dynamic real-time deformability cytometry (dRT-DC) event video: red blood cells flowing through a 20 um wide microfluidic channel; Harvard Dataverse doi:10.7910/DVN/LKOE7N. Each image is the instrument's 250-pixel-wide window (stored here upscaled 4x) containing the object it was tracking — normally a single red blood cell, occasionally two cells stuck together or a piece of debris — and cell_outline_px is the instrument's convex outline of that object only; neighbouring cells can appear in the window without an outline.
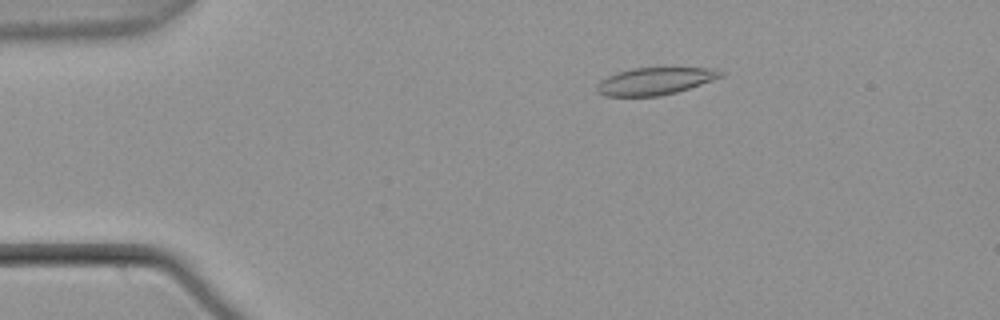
{"species": "common noctule bat (a hibernating species)", "species_latin": "Nyctalus noctula", "temperature_condition": "warm", "stored_images_in_passage": 54, "camera_frame_rate_fps": 3000, "um_per_image_px": 0.085, "animal": {"sex": "male", "body_mass_g": 21.5, "forearm_length_mm": 52.0}, "frame": {"image": 1, "passage_image": 10, "time_ms": 3.0, "image_size_px": [1000, 320], "cell_outline_px": [[724, 76], [676, 92], [660, 96], [604, 96], [596, 88], [596, 84], [600, 80], [608, 76], [632, 68], [720, 68], [724, 72]], "centroid_in_image_um": [55.7, 6.89], "position_along_channel_um": 29.3, "area_um2": 19.54}}
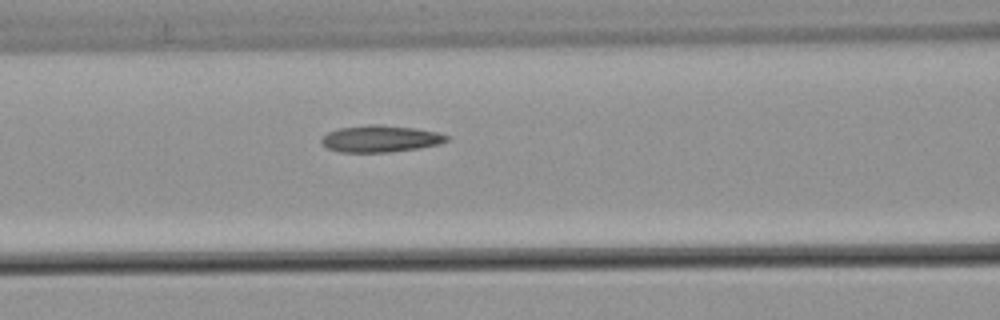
{"frame": {"image": 2, "passage_image": 23, "time_ms": 7.333, "image_size_px": [1000, 320], "cell_outline_px": [[448, 140], [440, 144], [420, 148], [388, 152], [340, 152], [328, 148], [320, 140], [328, 132], [336, 128], [368, 124], [376, 124], [416, 128], [436, 132], [448, 136]], "centroid_in_image_um": [32.33, 11.78], "position_along_channel_um": 134.3, "area_um2": 19.54}}
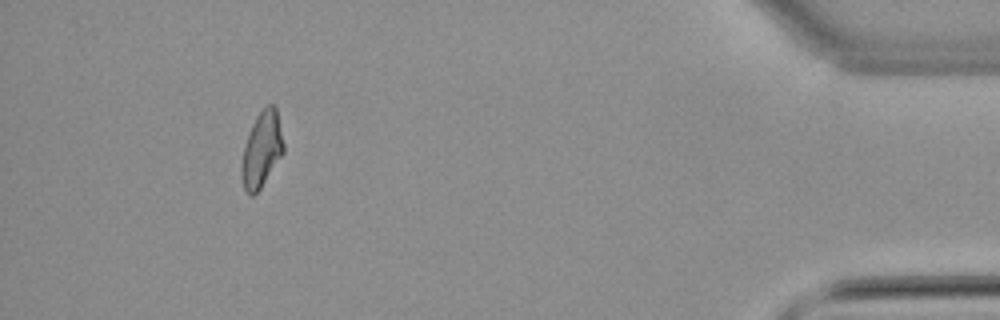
{"frame": {"image": 3, "passage_image": 50, "time_ms": 16.333, "image_size_px": [1000, 320], "cell_outline_px": [[284, 152], [260, 188], [252, 196], [248, 196], [244, 192], [240, 172], [240, 164], [244, 144], [248, 132], [256, 116], [268, 104], [272, 104], [276, 108], [284, 144]], "centroid_in_image_um": [22.21, 12.74], "position_along_channel_um": 413.0, "area_um2": 18.61}, "authors_computed_cell_mechanics": {"area_um2": 19.3341, "velocity_mm_per_s": 3.7989, "shape_relaxation_time_tau1_ms": null, "shape_relaxation_time_tau2_ms": 3.5358, "deformation_change_tau1": null, "deformation_change_tau2": 0.1062}}